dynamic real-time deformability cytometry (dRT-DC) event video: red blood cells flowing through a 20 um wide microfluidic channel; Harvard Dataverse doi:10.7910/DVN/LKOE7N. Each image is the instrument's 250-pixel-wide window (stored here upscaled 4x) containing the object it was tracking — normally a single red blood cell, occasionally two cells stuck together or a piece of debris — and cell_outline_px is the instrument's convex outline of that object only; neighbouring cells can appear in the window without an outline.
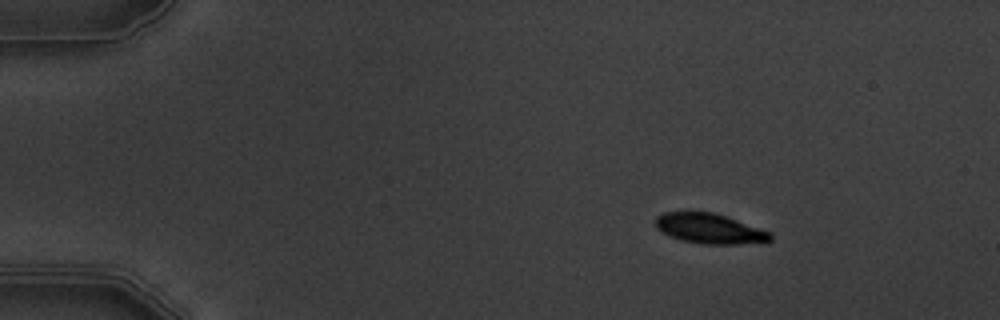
{"species": "common noctule bat (a hibernating species)", "species_latin": "Nyctalus noctula", "temperature_condition": "warm", "stored_images_in_passage": 5, "camera_frame_rate_fps": 3000, "um_per_image_px": 0.085, "animal": {"sex": "male", "body_mass_g": 19.5, "forearm_length_mm": 54.6}, "frame": {"image": 1, "passage_image": 1, "time_ms": 0.0, "image_size_px": [1000, 320], "cell_outline_px": [[772, 240], [736, 244], [700, 244], [680, 240], [656, 228], [656, 216], [664, 212], [712, 212], [772, 232]], "centroid_in_image_um": [60.3, 19.43], "position_along_channel_um": 24.7, "area_um2": 19.83}}